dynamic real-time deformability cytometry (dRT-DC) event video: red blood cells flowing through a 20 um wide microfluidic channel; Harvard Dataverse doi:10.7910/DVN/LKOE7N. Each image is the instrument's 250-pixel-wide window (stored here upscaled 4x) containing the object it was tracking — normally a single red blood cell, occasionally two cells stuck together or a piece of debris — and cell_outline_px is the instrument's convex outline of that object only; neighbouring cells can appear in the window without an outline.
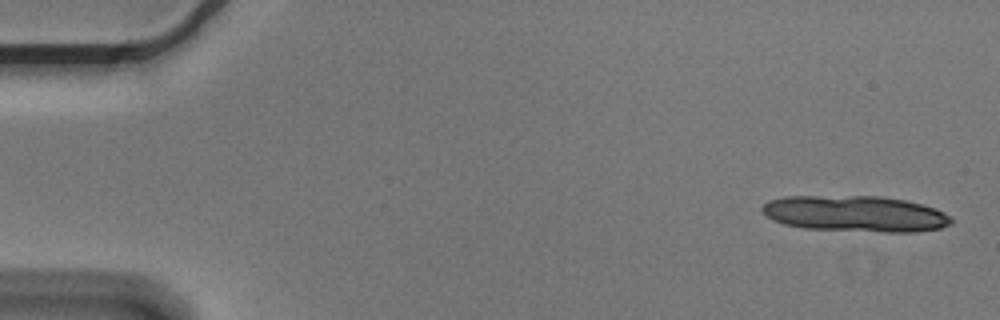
{"species": "Egyptian fruit bat (a non-hibernating species)", "species_latin": "Rousettus aegyptiacus", "temperature_condition": "cold", "stored_images_in_passage": 6, "camera_frame_rate_fps": 3000, "um_per_image_px": 0.085, "animal": {"sex": "male"}, "frame": {"image": 1, "passage_image": 1, "time_ms": 0.0, "image_size_px": [1000, 320], "cell_outline_px": [[952, 224], [940, 228], [916, 232], [884, 232], [804, 228], [784, 224], [772, 220], [760, 208], [768, 200], [784, 196], [880, 196], [904, 200], [936, 208], [944, 212], [952, 220]], "centroid_in_image_um": [72.7, 18.17], "position_along_channel_um": 12.3, "area_um2": 39.77}}
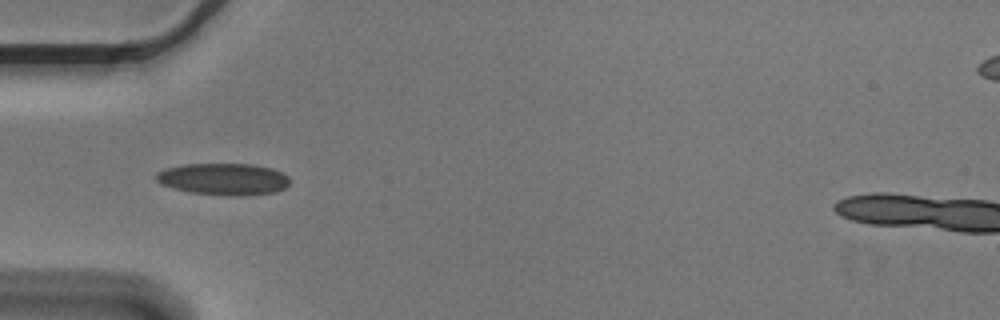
{"frame": {"image": 2, "passage_image": 5, "time_ms": 1.333, "image_size_px": [1000, 320], "cell_outline_px": [[288, 184], [284, 188], [276, 192], [244, 196], [228, 196], [188, 192], [172, 188], [160, 184], [152, 176], [156, 172], [164, 168], [184, 164], [252, 164], [272, 168], [288, 176]], "centroid_in_image_um": [18.93, 15.23], "position_along_channel_um": 66.1, "area_um2": 25.14}}
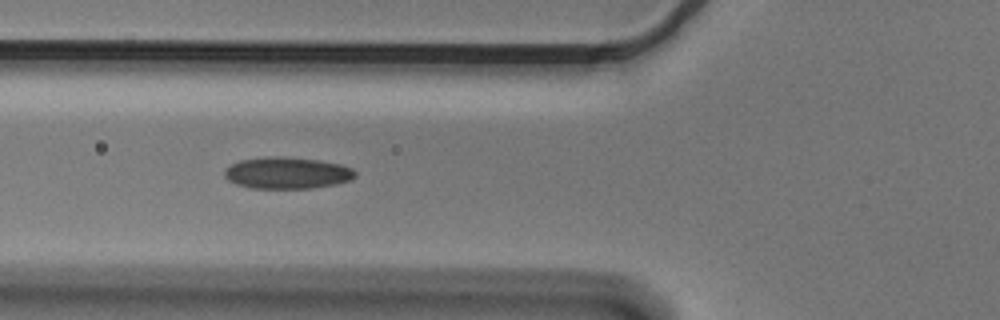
{"frame": {"image": 3, "passage_image": 6, "time_ms": 1.667, "image_size_px": [1000, 320], "cell_outline_px": [[356, 176], [352, 180], [336, 184], [312, 188], [252, 188], [236, 184], [228, 180], [224, 176], [224, 168], [240, 160], [268, 156], [284, 156], [320, 160], [340, 164], [352, 168], [356, 172]], "centroid_in_image_um": [24.41, 14.69], "position_along_channel_um": 101.4, "area_um2": 24.33}}